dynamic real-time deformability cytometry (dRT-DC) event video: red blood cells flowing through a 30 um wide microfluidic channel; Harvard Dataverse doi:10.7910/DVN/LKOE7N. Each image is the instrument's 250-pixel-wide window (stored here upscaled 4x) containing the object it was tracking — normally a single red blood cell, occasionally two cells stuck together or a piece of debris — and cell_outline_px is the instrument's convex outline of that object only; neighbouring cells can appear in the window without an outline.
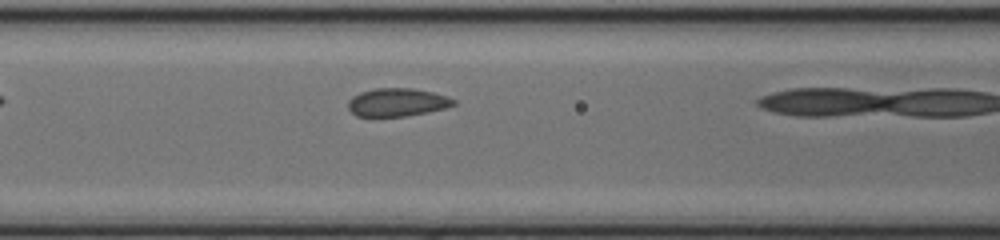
{"species": "common noctule bat (a hibernating species)", "species_latin": "Nyctalus noctula", "temperature_condition": "cold", "stored_images_in_passage": 7, "camera_frame_rate_fps": 3000, "um_per_image_px": 0.085, "animal": {"sex": "female", "body_mass_g": 17.0, "forearm_length_mm": 48.0}, "frame": {"image": 1, "passage_image": 6, "time_ms": 1.667, "image_size_px": [1000, 240], "cell_outline_px": [[456, 104], [444, 108], [404, 116], [356, 116], [348, 108], [348, 100], [352, 96], [360, 92], [376, 88], [412, 88], [432, 92], [456, 100]], "centroid_in_image_um": [33.71, 8.68], "position_along_channel_um": 132.9, "area_um2": 17.05}}